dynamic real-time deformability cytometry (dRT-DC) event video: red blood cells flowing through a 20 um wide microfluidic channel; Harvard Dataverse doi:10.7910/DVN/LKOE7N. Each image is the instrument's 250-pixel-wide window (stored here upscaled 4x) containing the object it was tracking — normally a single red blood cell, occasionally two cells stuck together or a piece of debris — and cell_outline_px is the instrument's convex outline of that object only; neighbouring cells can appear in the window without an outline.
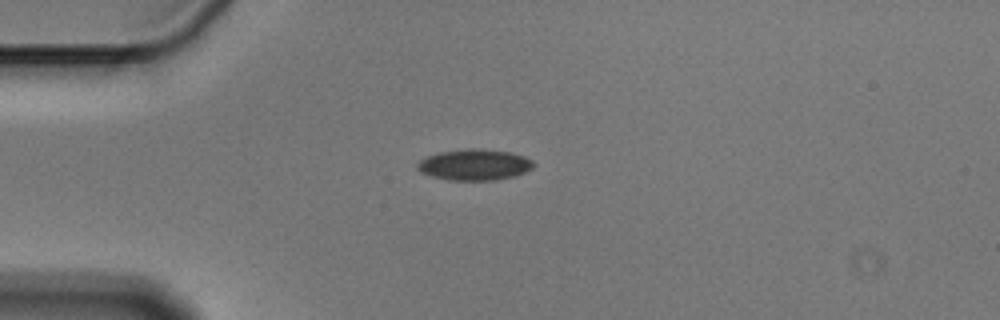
{"species": "Egyptian fruit bat (a non-hibernating species)", "species_latin": "Rousettus aegyptiacus", "temperature_condition": "cold", "stored_images_in_passage": 1, "camera_frame_rate_fps": 3000, "um_per_image_px": 0.085, "animal": {"sex": "male"}, "frame": {"image": 1, "passage_image": 1, "time_ms": 0.0, "image_size_px": [1000, 320], "cell_outline_px": [[536, 164], [532, 168], [516, 176], [492, 180], [448, 180], [432, 176], [420, 172], [416, 168], [416, 164], [424, 156], [440, 152], [468, 148], [476, 148], [512, 152], [524, 156], [532, 160]], "centroid_in_image_um": [40.32, 13.99], "position_along_channel_um": 44.7, "area_um2": 21.21}}